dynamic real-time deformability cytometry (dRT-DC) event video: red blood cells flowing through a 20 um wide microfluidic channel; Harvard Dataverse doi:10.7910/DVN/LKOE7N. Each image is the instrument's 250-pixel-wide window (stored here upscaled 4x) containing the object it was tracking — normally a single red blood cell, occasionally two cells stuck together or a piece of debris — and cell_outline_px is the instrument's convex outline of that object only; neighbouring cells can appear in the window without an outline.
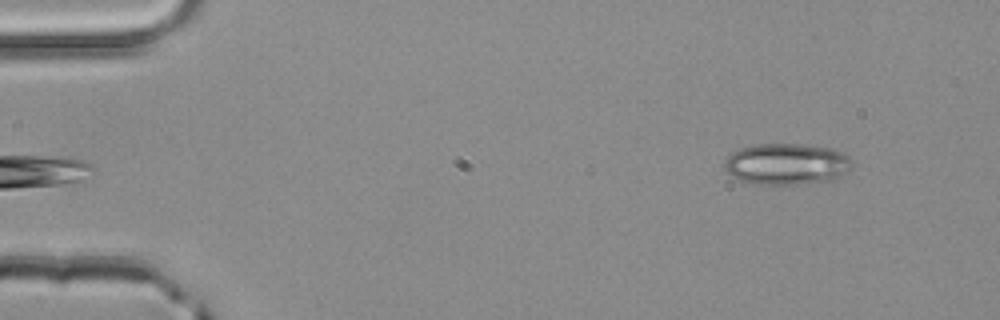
{"species": "common noctule bat (a hibernating species)", "species_latin": "Nyctalus noctula", "temperature_condition": "room temperature", "stored_images_in_passage": 4, "segment_of_instrument_passage": [2, 2], "camera_frame_rate_fps": 3000, "um_per_image_px": 0.085, "animal": {"sex": "male", "body_mass_g": 20.4}, "frame": {"image": 1, "passage_image": 4, "time_ms": 1.0, "image_size_px": [1000, 320], "cell_outline_px": [[852, 168], [840, 176], [832, 180], [796, 184], [756, 184], [736, 180], [724, 168], [724, 160], [732, 152], [740, 148], [756, 144], [804, 144], [832, 148], [844, 152], [852, 160]], "centroid_in_image_um": [66.86, 13.93], "position_along_channel_um": 18.1, "area_um2": 31.04}}